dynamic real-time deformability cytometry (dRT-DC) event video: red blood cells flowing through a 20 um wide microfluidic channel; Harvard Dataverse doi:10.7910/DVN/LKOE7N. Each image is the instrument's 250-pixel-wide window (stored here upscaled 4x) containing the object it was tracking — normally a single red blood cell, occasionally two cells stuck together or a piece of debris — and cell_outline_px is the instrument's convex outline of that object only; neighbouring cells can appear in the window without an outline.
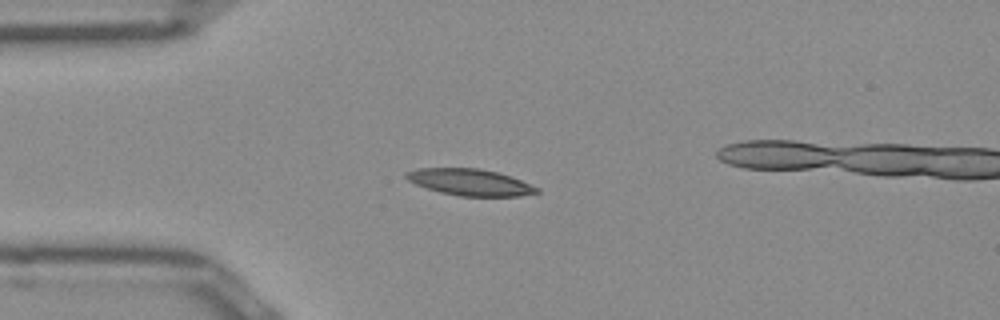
{"species": "Egyptian fruit bat (a non-hibernating species)", "species_latin": "Rousettus aegyptiacus", "temperature_condition": "room temperature", "stored_images_in_passage": 40, "camera_frame_rate_fps": 3000, "um_per_image_px": 0.085, "frame": {"image": 1, "passage_image": 1, "time_ms": 0.0, "image_size_px": [1000, 320], "cell_outline_px": [[540, 192], [520, 196], [460, 196], [440, 192], [416, 184], [408, 180], [404, 176], [404, 172], [420, 168], [480, 168], [512, 176], [540, 188]], "centroid_in_image_um": [39.97, 15.48], "position_along_channel_um": 45.0, "area_um2": 20.23}}
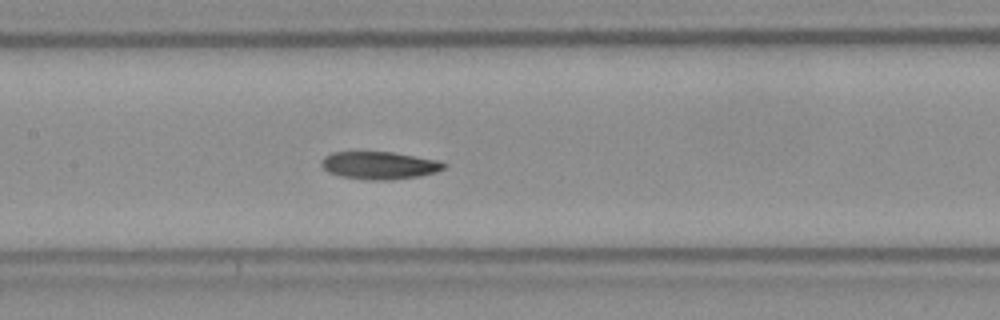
{"frame": {"image": 2, "passage_image": 12, "time_ms": 3.667, "image_size_px": [1000, 320], "cell_outline_px": [[444, 168], [436, 172], [420, 176], [388, 180], [368, 180], [340, 176], [328, 172], [320, 164], [320, 160], [324, 156], [332, 152], [392, 152], [436, 160], [444, 164]], "centroid_in_image_um": [32.18, 14.06], "position_along_channel_um": 175.2, "area_um2": 19.59}}
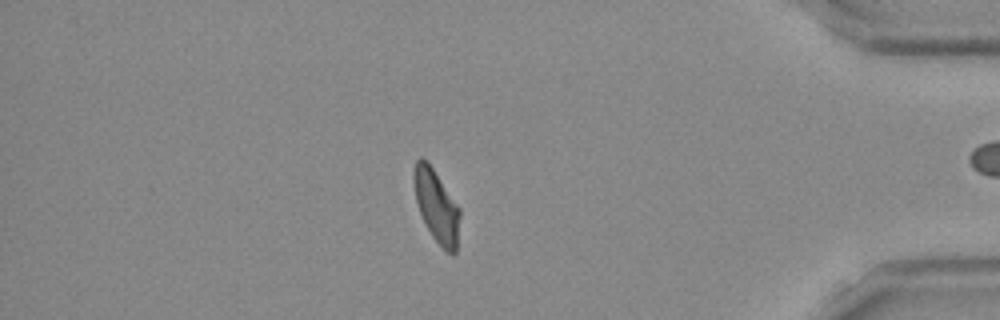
{"frame": {"image": 3, "passage_image": 32, "time_ms": 10.333, "image_size_px": [1000, 320], "cell_outline_px": [[460, 216], [456, 252], [452, 256], [432, 236], [420, 212], [416, 200], [412, 180], [412, 172], [416, 160], [420, 156], [432, 168], [460, 208]], "centroid_in_image_um": [37.09, 17.5], "position_along_channel_um": 398.1, "area_um2": 19.07}, "authors_computed_cell_mechanics": {"area_um2": 19.5942, "velocity_mm_per_s": 3.9434, "shape_relaxation_time_tau1_ms": null, "shape_relaxation_time_tau2_ms": 4.2887, "deformation_change_tau1": null, "deformation_change_tau2": 0.1044}}